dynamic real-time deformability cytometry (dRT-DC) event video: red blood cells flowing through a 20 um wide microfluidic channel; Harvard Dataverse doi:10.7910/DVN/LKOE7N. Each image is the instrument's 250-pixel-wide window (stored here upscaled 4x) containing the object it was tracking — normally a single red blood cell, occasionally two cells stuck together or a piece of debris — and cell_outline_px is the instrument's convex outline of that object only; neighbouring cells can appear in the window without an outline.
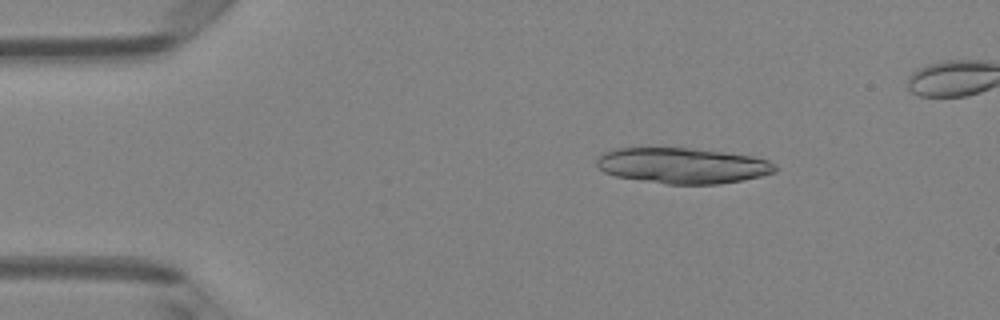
{"species": "Egyptian fruit bat (a non-hibernating species)", "species_latin": "Rousettus aegyptiacus", "temperature_condition": "room temperature", "stored_images_in_passage": 5, "camera_frame_rate_fps": 3000, "um_per_image_px": 0.085, "animal": {"sex": "female"}, "frame": {"image": 1, "passage_image": 1, "time_ms": 0.0, "image_size_px": [1000, 320], "cell_outline_px": [[776, 172], [760, 176], [720, 184], [668, 184], [640, 180], [616, 176], [604, 172], [596, 168], [596, 160], [604, 152], [616, 148], [692, 148], [724, 152], [752, 156], [768, 160], [776, 164]], "centroid_in_image_um": [58.01, 14.07], "position_along_channel_um": 27.0, "area_um2": 37.11}}
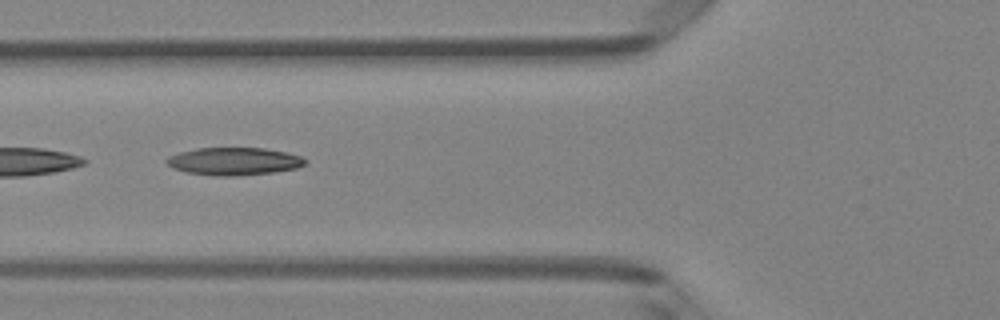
{"frame": {"image": 2, "passage_image": 4, "time_ms": 1.0, "image_size_px": [1000, 320], "cell_outline_px": [[308, 160], [304, 164], [296, 168], [276, 172], [236, 176], [216, 176], [184, 172], [172, 168], [164, 160], [168, 156], [180, 152], [196, 148], [264, 148], [304, 156]], "centroid_in_image_um": [19.88, 13.71], "position_along_channel_um": 105.9, "area_um2": 22.54}}
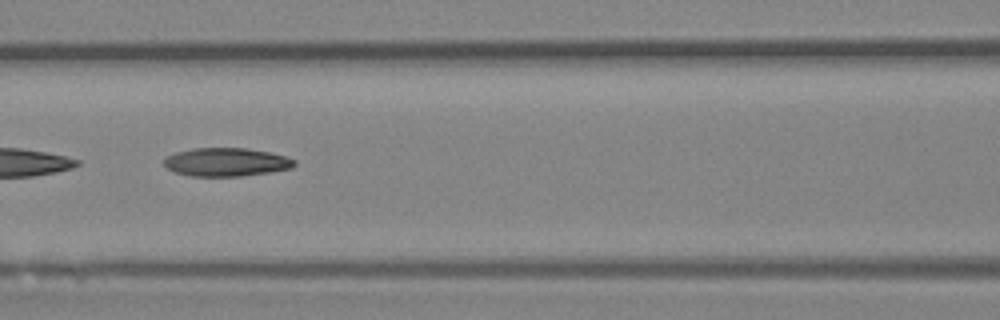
{"frame": {"image": 3, "passage_image": 5, "time_ms": 1.333, "image_size_px": [1000, 320], "cell_outline_px": [[296, 164], [292, 168], [268, 172], [240, 176], [188, 176], [176, 172], [168, 168], [164, 164], [164, 160], [168, 156], [176, 152], [192, 148], [244, 148], [268, 152], [284, 156], [296, 160]], "centroid_in_image_um": [19.23, 13.78], "position_along_channel_um": 147.4, "area_um2": 21.39}}